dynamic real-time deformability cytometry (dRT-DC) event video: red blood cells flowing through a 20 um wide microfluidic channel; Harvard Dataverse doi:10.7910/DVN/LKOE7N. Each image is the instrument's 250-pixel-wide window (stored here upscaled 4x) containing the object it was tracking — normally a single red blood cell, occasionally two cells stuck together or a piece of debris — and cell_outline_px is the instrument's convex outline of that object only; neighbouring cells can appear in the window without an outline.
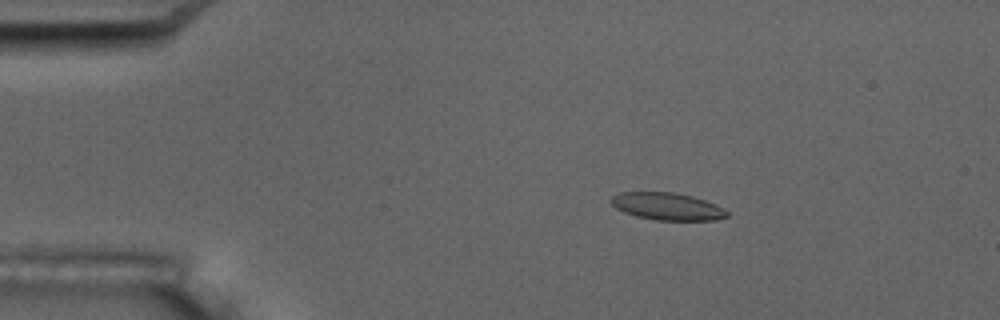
{"species": "common noctule bat (a hibernating species)", "species_latin": "Nyctalus noctula", "temperature_condition": "room temperature", "stored_images_in_passage": 4, "camera_frame_rate_fps": 3000, "um_per_image_px": 0.085, "animal": {"sex": "male", "body_mass_g": 17.5, "forearm_length_mm": 52.3}, "frame": {"image": 1, "passage_image": 2, "time_ms": 1.0, "image_size_px": [1000, 320], "cell_outline_px": [[728, 216], [716, 220], [656, 220], [636, 216], [624, 212], [616, 208], [608, 200], [612, 196], [620, 192], [672, 192], [692, 196], [716, 204], [728, 212]], "centroid_in_image_um": [56.69, 17.54], "position_along_channel_um": 28.3, "area_um2": 18.44}}